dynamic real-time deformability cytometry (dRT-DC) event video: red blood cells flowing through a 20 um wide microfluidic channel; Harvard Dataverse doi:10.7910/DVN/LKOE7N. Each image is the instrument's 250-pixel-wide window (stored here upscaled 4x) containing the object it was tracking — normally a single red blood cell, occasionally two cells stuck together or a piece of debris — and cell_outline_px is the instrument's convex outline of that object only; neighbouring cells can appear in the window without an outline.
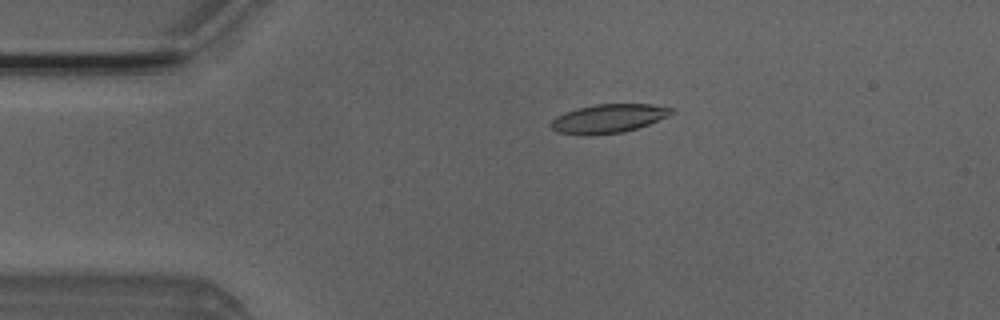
{"species": "Egyptian fruit bat (a non-hibernating species)", "species_latin": "Rousettus aegyptiacus", "temperature_condition": "room temperature", "stored_images_in_passage": 14, "camera_frame_rate_fps": 3000, "um_per_image_px": 0.085, "animal": {"sex": "male"}, "frame": {"image": 1, "passage_image": 10, "time_ms": 3.0, "image_size_px": [1000, 320], "cell_outline_px": [[676, 112], [668, 116], [648, 124], [624, 132], [592, 136], [580, 136], [556, 132], [548, 124], [556, 116], [564, 112], [576, 108], [596, 104], [652, 104], [672, 108]], "centroid_in_image_um": [51.66, 10.09], "position_along_channel_um": 33.3, "area_um2": 20.58}}